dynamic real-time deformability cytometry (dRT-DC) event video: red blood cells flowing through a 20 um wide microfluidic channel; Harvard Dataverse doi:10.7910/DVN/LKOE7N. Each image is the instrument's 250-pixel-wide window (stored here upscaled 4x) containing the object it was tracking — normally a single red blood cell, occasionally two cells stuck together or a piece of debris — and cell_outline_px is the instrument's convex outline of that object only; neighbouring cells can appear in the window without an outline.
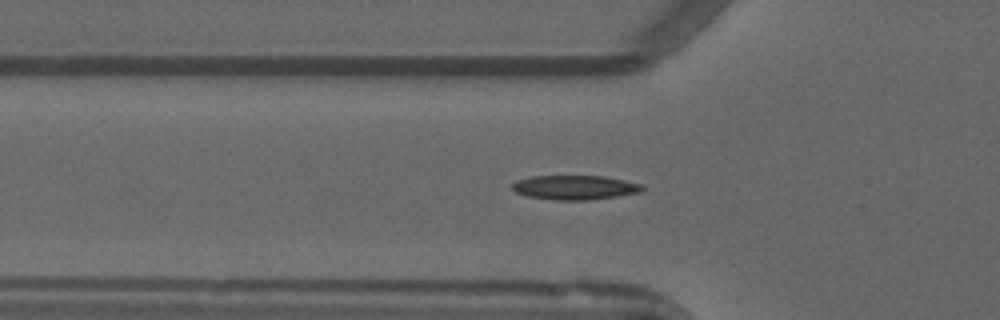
{"species": "common noctule bat (a hibernating species)", "species_latin": "Nyctalus noctula", "temperature_condition": "warm", "stored_images_in_passage": 47, "camera_frame_rate_fps": 3000, "um_per_image_px": 0.085, "animal": {"sex": "male", "forearm_length_mm": 52.5}, "frame": {"image": 1, "passage_image": 12, "time_ms": 3.667, "image_size_px": [1000, 320], "cell_outline_px": [[644, 188], [640, 192], [616, 196], [588, 200], [552, 200], [528, 196], [516, 192], [512, 188], [512, 184], [516, 180], [532, 176], [604, 176], [644, 184]], "centroid_in_image_um": [48.86, 15.93], "position_along_channel_um": 76.9, "area_um2": 18.44}}
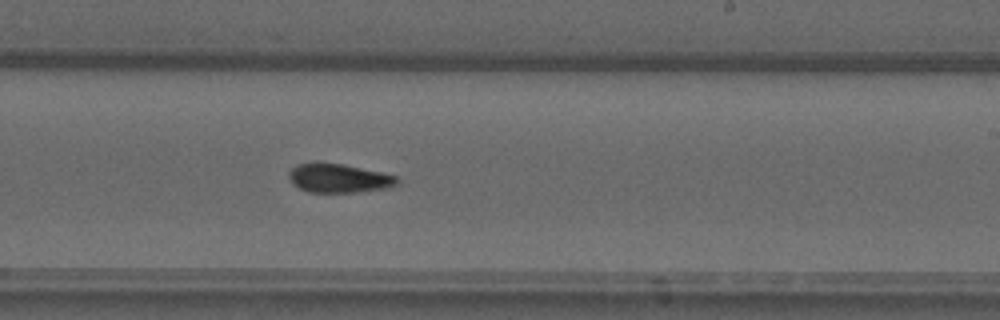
{"frame": {"image": 2, "passage_image": 26, "time_ms": 8.333, "image_size_px": [1000, 320], "cell_outline_px": [[400, 184], [388, 188], [356, 192], [308, 192], [292, 184], [288, 176], [288, 172], [296, 164], [344, 164], [380, 172], [396, 176], [400, 180]], "centroid_in_image_um": [28.83, 15.17], "position_along_channel_um": 260.2, "area_um2": 18.03}}
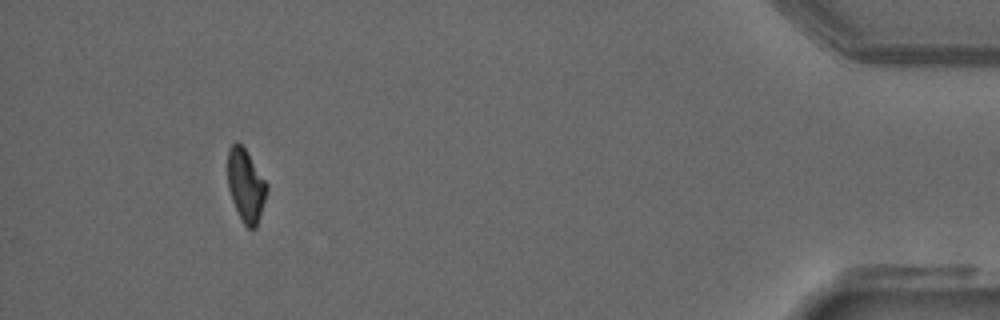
{"frame": {"image": 3, "passage_image": 43, "time_ms": 14.0, "image_size_px": [1000, 320], "cell_outline_px": [[268, 188], [256, 228], [248, 228], [244, 224], [232, 200], [228, 188], [228, 148], [236, 140], [244, 148], [268, 184]], "centroid_in_image_um": [20.89, 15.74], "position_along_channel_um": 414.3, "area_um2": 16.3}, "authors_computed_cell_mechanics": {"area_um2": 17.9758, "velocity_mm_per_s": 3.9223, "shape_relaxation_time_tau1_ms": 6.2843, "shape_relaxation_time_tau2_ms": 4.7377, "deformation_change_tau1": 0.1803, "deformation_change_tau2": 0.1024}}